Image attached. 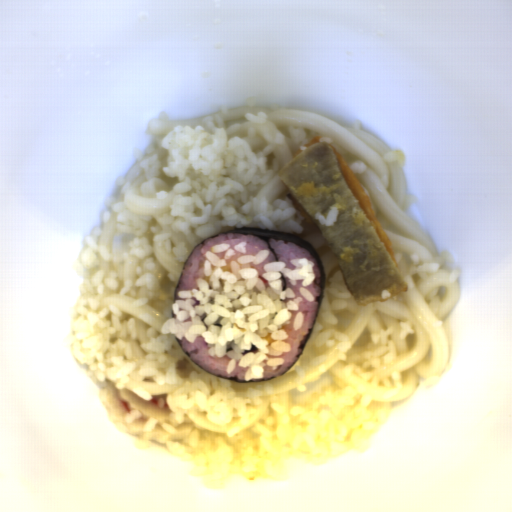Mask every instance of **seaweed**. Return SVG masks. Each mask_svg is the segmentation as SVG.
<instances>
[{"instance_id": "obj_1", "label": "seaweed", "mask_w": 512, "mask_h": 512, "mask_svg": "<svg viewBox=\"0 0 512 512\" xmlns=\"http://www.w3.org/2000/svg\"><path fill=\"white\" fill-rule=\"evenodd\" d=\"M224 234H251V235H253L255 237H258V238L262 239L266 243V245L269 247V249H270V251H271L275 261H278V262H279V259H278L277 255H276L275 251L273 250V248L270 246L269 239H276V240H280V241H285V242L293 243V244H295V245H297V246L307 250L315 258L317 266H318L320 286H319V292H318V298H317V303H316L314 319H313L312 325L310 327L308 336H307V338H306V340L304 342V345H303V347H302L298 357L293 362V364L283 374H280V375L275 376V377L270 378V379L259 380V381H245V380L234 379V378H229V377H224V376L218 375V374L213 373L210 370L204 368L197 361H195L189 355V353L186 351V349L182 345L181 341H178L176 336H175L176 342L182 348V350L185 352V354L188 356V358L191 360V362L193 364H195L196 366H198L199 368H201L202 370L210 373L211 375H213L215 377L223 378V379H226V380L235 381V382H241V383H264L266 381L279 378L282 375L286 374L289 370H291L296 365V363L301 358V356H302V354L304 352V349H305V347L307 345V342H308V340H309V338L311 336V333H312V331H313V329H314V327L316 325V322H317V320H318V318L320 316L319 313H320L321 306H322V303H323V300H324L326 283H327L325 268H324V265H323V262H322V259H321L320 255L317 253L315 248L306 239H303V238H300V237H296V236H293V235H290V234H287V233H281V232H275V231H269V230H263V229H257V228H239V227H234V229L229 230L227 232L220 233V234H217V235H213V236H211L209 238H206L200 244H198L195 248L194 247L192 248V250H191V252H190V254H189V256H188V258H187V260H186V262H185V264L183 266V268H182L181 274H180L178 282L176 284L175 293H174V299H173L172 304H174L175 301H176L177 292H178V288H179V285H180V282H181V279H182V275H183L185 266H186L189 258L191 257V255L194 253V251L197 249L198 246H200L201 244H203L207 240L215 238V237H218V236H221V235H224Z\"/></svg>"}, {"instance_id": "obj_2", "label": "seaweed", "mask_w": 512, "mask_h": 512, "mask_svg": "<svg viewBox=\"0 0 512 512\" xmlns=\"http://www.w3.org/2000/svg\"><path fill=\"white\" fill-rule=\"evenodd\" d=\"M171 319H176V315L173 313L172 310H171Z\"/></svg>"}]
</instances>
